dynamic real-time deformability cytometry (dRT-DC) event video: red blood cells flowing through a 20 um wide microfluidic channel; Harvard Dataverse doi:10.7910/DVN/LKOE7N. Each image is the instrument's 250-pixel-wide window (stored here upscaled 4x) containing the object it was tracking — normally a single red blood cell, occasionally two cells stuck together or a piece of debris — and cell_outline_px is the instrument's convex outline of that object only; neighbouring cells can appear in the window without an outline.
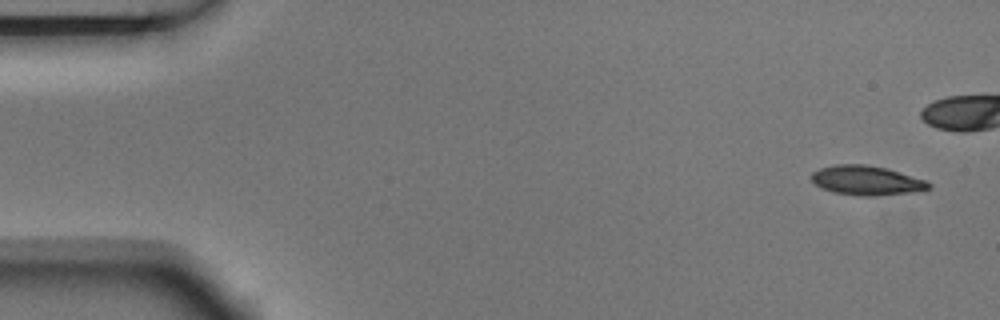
{"species": "Egyptian fruit bat (a non-hibernating species)", "species_latin": "Rousettus aegyptiacus", "temperature_condition": "room temperature", "stored_images_in_passage": 9, "camera_frame_rate_fps": 3000, "um_per_image_px": 0.085, "animal": {"sex": "male"}, "frame": {"image": 1, "passage_image": 1, "time_ms": 0.0, "image_size_px": [1000, 320], "cell_outline_px": [[932, 184], [928, 188], [912, 192], [876, 196], [860, 196], [832, 192], [816, 184], [812, 180], [812, 172], [820, 168], [836, 164], [864, 164], [884, 168], [924, 180]], "centroid_in_image_um": [73.61, 15.34], "position_along_channel_um": 11.4, "area_um2": 19.71}}
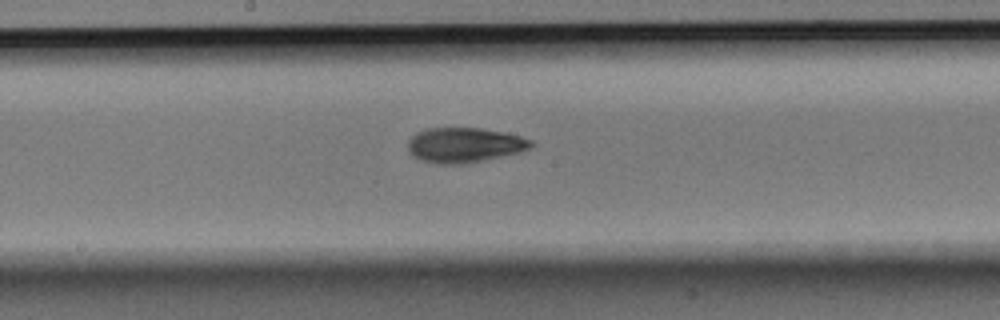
{"frame": {"image": 2, "passage_image": 9, "time_ms": 2.667, "image_size_px": [1000, 320], "cell_outline_px": [[536, 144], [520, 152], [464, 164], [436, 164], [420, 160], [412, 156], [408, 152], [408, 140], [416, 132], [428, 128], [480, 128], [504, 132], [520, 136], [532, 140]], "centroid_in_image_um": [39.45, 12.33], "position_along_channel_um": 208.8, "area_um2": 25.2}}